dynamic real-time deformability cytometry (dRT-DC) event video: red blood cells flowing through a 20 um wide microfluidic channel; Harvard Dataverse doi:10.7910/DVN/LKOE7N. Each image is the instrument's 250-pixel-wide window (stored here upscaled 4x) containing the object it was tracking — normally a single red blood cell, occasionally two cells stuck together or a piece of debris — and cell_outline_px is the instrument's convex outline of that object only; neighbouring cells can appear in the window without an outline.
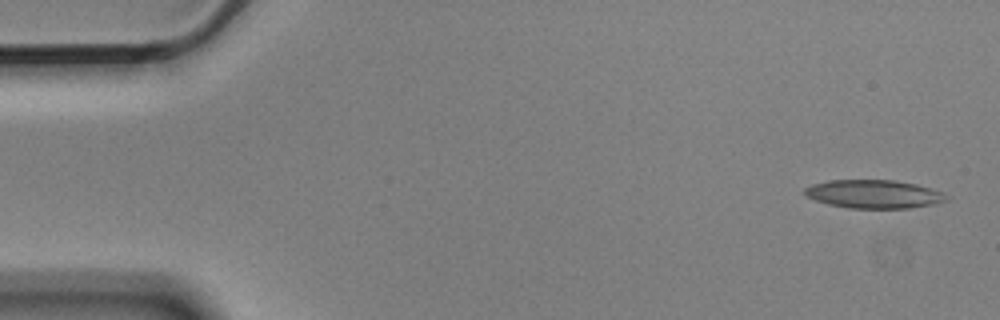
{"species": "Egyptian fruit bat (a non-hibernating species)", "species_latin": "Rousettus aegyptiacus", "temperature_condition": "cold", "stored_images_in_passage": 5, "camera_frame_rate_fps": 3000, "um_per_image_px": 0.085, "animal": {"sex": "male"}, "frame": {"image": 1, "passage_image": 1, "time_ms": 0.0, "image_size_px": [1000, 320], "cell_outline_px": [[952, 196], [948, 200], [936, 204], [908, 208], [848, 208], [828, 204], [816, 200], [808, 196], [804, 192], [804, 188], [812, 184], [828, 180], [896, 180], [916, 184]], "centroid_in_image_um": [74.3, 16.5], "position_along_channel_um": 10.7, "area_um2": 23.47}}
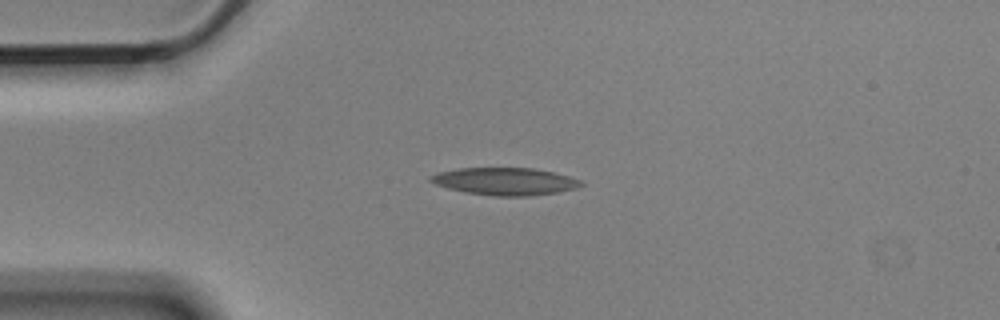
{"frame": {"image": 2, "passage_image": 4, "time_ms": 1.0, "image_size_px": [1000, 320], "cell_outline_px": [[584, 184], [576, 188], [556, 192], [532, 196], [492, 196], [464, 192], [448, 188], [436, 184], [428, 180], [428, 176], [440, 172], [456, 168], [532, 168], [552, 172], [568, 176], [580, 180]], "centroid_in_image_um": [42.89, 15.42], "position_along_channel_um": 42.1, "area_um2": 23.99}}